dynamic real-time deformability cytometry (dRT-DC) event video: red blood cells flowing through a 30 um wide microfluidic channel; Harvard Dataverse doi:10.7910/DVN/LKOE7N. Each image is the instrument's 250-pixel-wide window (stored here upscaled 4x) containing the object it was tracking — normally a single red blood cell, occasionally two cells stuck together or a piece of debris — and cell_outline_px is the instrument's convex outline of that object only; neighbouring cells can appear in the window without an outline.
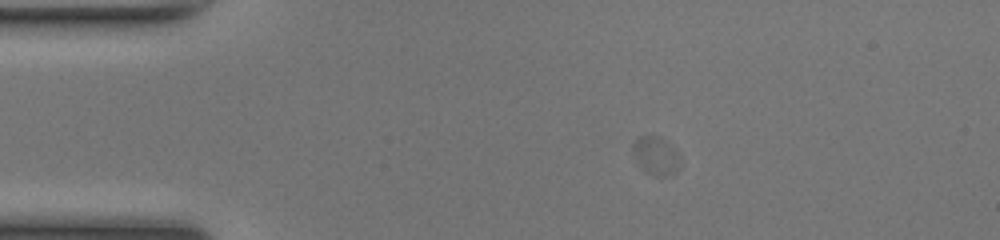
{"species": "common noctule bat (a hibernating species)", "species_latin": "Nyctalus noctula", "temperature_condition": "room temperature", "stored_images_in_passage": 43, "camera_frame_rate_fps": 3000, "um_per_image_px": 0.085, "animal": {"sex": "female", "body_mass_g": 17.0, "forearm_length_mm": 48.0}, "frame": {"image": 1, "passage_image": 1, "time_ms": 0.0, "image_size_px": [1000, 240], "cell_outline_px": [[680, 168], [676, 172], [664, 176], [656, 176], [644, 172], [632, 148], [632, 144], [640, 136], [660, 136], [676, 152]], "centroid_in_image_um": [55.74, 13.25], "position_along_channel_um": 29.3, "area_um2": 10.12}}
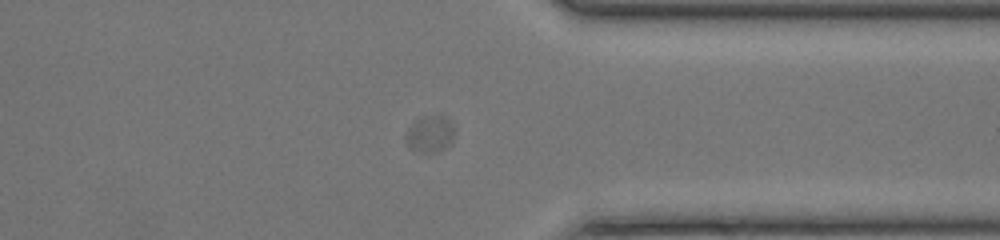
{"frame": {"image": 2, "passage_image": 31, "time_ms": 10.0, "image_size_px": [1000, 240], "cell_outline_px": [[456, 132], [452, 144], [436, 152], [420, 152], [408, 148], [404, 136], [408, 128], [420, 116], [444, 116], [452, 124]], "centroid_in_image_um": [36.55, 11.4], "position_along_channel_um": 374.8, "area_um2": 10.64}}
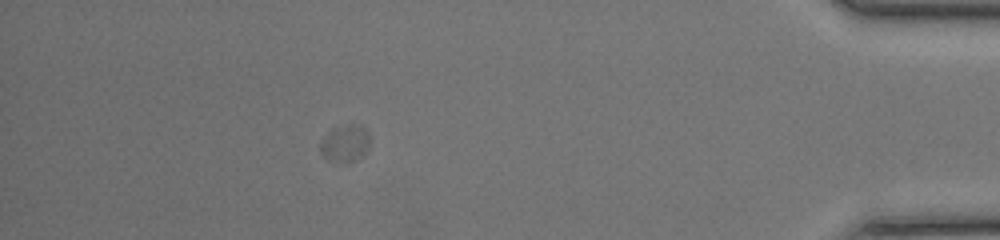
{"frame": {"image": 3, "passage_image": 37, "time_ms": 12.0, "image_size_px": [1000, 240], "cell_outline_px": [[368, 148], [360, 156], [352, 160], [328, 160], [320, 152], [320, 144], [324, 136], [332, 128], [352, 124], [364, 128], [368, 132]], "centroid_in_image_um": [29.3, 12.15], "position_along_channel_um": 405.9, "area_um2": 10.12}}